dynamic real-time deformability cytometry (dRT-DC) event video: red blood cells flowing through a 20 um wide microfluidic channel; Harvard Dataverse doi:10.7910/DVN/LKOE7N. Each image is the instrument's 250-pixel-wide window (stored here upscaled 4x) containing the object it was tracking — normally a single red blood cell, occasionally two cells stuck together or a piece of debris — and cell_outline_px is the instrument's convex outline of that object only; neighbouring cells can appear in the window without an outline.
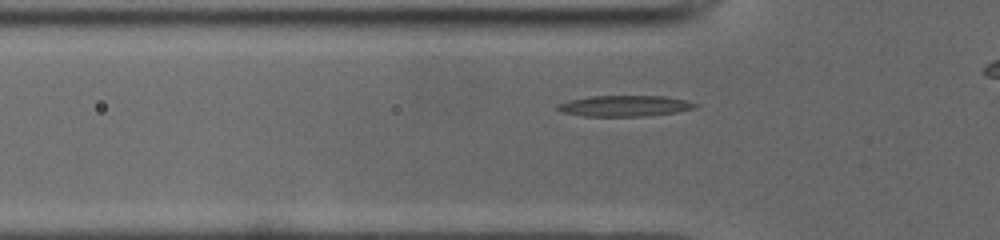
{"species": "common noctule bat (a hibernating species)", "species_latin": "Nyctalus noctula", "temperature_condition": "cold", "stored_images_in_passage": 32, "camera_frame_rate_fps": 3000, "um_per_image_px": 0.085, "animal": {"sex": "male", "body_mass_g": 19.0, "forearm_length_mm": 50.8}, "frame": {"image": 1, "passage_image": 6, "time_ms": 1.667, "image_size_px": [1000, 240], "cell_outline_px": [[700, 104], [696, 108], [676, 112], [644, 116], [584, 116], [560, 112], [556, 108], [556, 104], [568, 100], [592, 96], [664, 96], [684, 100]], "centroid_in_image_um": [53.06, 9.0], "position_along_channel_um": 72.7, "area_um2": 16.82}}
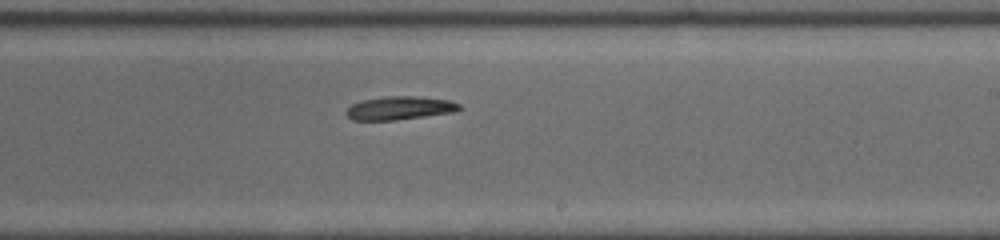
{"frame": {"image": 2, "passage_image": 20, "time_ms": 6.333, "image_size_px": [1000, 240], "cell_outline_px": [[464, 108], [452, 112], [396, 120], [352, 120], [344, 112], [352, 104], [364, 100], [388, 96], [416, 96], [452, 100], [460, 104]], "centroid_in_image_um": [34.01, 9.18], "position_along_channel_um": 255.0, "area_um2": 15.37}}
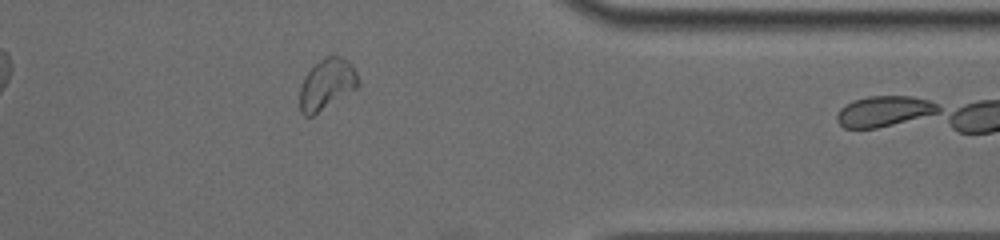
{"frame": {"image": 3, "passage_image": 31, "time_ms": 10.0, "image_size_px": [1000, 240], "cell_outline_px": [[360, 84], [356, 88], [312, 116], [304, 116], [300, 112], [300, 88], [308, 72], [320, 60], [328, 56], [340, 56], [352, 64], [360, 80]], "centroid_in_image_um": [27.79, 7.17], "position_along_channel_um": 383.6, "area_um2": 16.99}}